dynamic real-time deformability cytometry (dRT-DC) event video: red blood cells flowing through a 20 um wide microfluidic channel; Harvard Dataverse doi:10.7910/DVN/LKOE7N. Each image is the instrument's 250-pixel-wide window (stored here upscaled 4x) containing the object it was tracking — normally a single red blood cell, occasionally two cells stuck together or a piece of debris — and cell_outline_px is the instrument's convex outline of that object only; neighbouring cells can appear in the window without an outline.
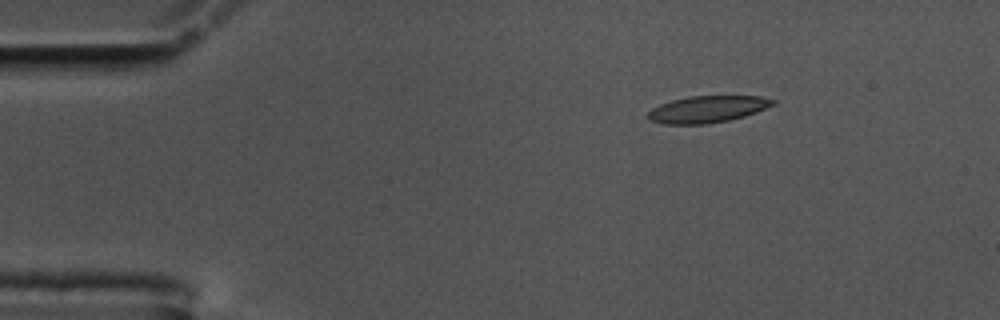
{"species": "common noctule bat (a hibernating species)", "species_latin": "Nyctalus noctula", "temperature_condition": "cold", "stored_images_in_passage": 49, "camera_frame_rate_fps": 3000, "um_per_image_px": 0.085, "animal": {"sex": "male", "body_mass_g": 17.5, "forearm_length_mm": 52.3}, "frame": {"image": 1, "passage_image": 1, "time_ms": 0.0, "image_size_px": [1000, 320], "cell_outline_px": [[776, 104], [756, 112], [744, 116], [728, 120], [708, 124], [664, 124], [648, 120], [648, 112], [652, 108], [660, 104], [672, 100], [688, 96], [760, 96], [776, 100]], "centroid_in_image_um": [60.13, 9.28], "position_along_channel_um": 24.9, "area_um2": 19.54}}
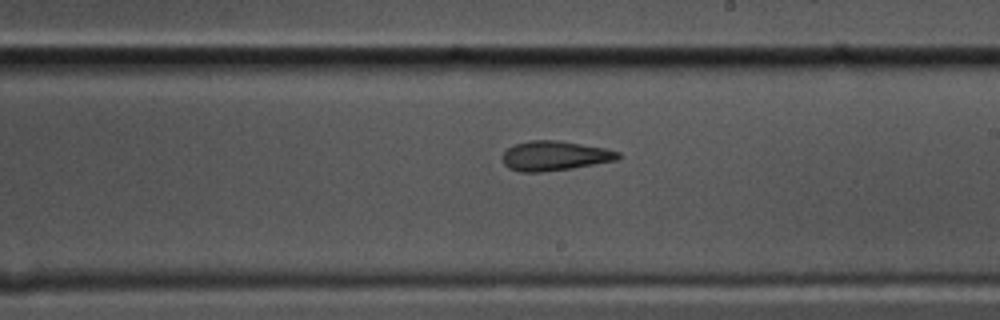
{"frame": {"image": 2, "passage_image": 25, "time_ms": 8.0, "image_size_px": [1000, 320], "cell_outline_px": [[620, 156], [616, 160], [572, 168], [540, 172], [520, 172], [508, 168], [504, 164], [500, 156], [508, 148], [516, 144], [532, 140], [556, 140], [608, 148], [620, 152]], "centroid_in_image_um": [47.13, 13.24], "position_along_channel_um": 241.9, "area_um2": 20.0}}
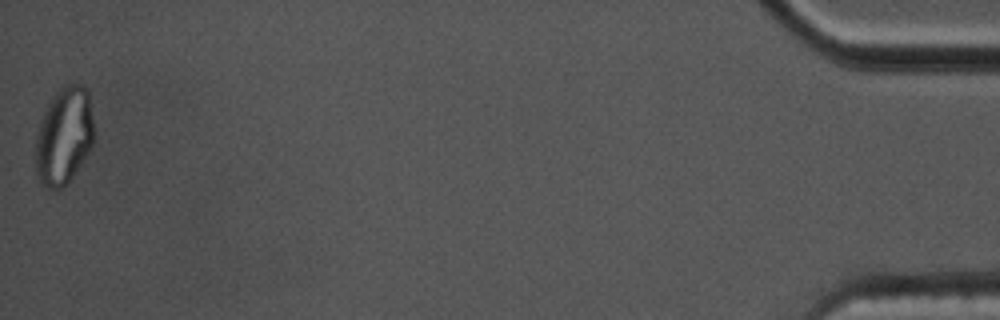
{"frame": {"image": 3, "passage_image": 49, "time_ms": 16.0, "image_size_px": [1000, 320], "cell_outline_px": [[92, 144], [88, 152], [72, 176], [60, 188], [48, 188], [40, 184], [36, 172], [36, 136], [40, 120], [52, 96], [60, 88], [72, 80], [84, 84], [88, 92], [92, 120]], "centroid_in_image_um": [5.41, 11.49], "position_along_channel_um": 429.8, "area_um2": 32.83}, "authors_computed_cell_mechanics": {"area_um2": 20.4612, "velocity_mm_per_s": 3.5452, "shape_relaxation_time_tau1_ms": null, "shape_relaxation_time_tau2_ms": 3.1635, "deformation_change_tau1": null, "deformation_change_tau2": 0.1089}}